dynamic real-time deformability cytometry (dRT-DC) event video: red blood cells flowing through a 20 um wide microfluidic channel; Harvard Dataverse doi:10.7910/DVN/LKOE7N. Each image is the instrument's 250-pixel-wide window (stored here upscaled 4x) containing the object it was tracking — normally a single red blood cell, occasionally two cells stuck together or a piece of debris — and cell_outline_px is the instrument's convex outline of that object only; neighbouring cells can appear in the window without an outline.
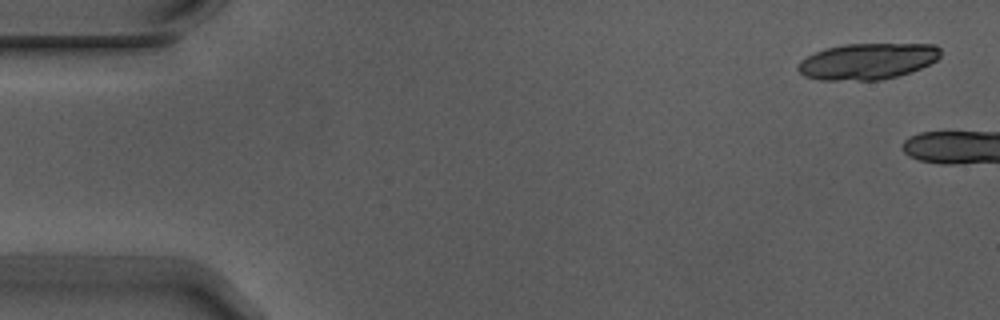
{"species": "Egyptian fruit bat (a non-hibernating species)", "species_latin": "Rousettus aegyptiacus", "temperature_condition": "warm", "stored_images_in_passage": 6, "camera_frame_rate_fps": 3000, "um_per_image_px": 0.085, "animal": {"sex": "male"}, "frame": {"image": 1, "passage_image": 1, "time_ms": 0.0, "image_size_px": [1000, 320], "cell_outline_px": [[940, 56], [936, 60], [920, 68], [896, 76], [880, 80], [820, 80], [804, 76], [796, 68], [800, 60], [824, 48], [844, 44], [936, 44], [940, 48]], "centroid_in_image_um": [73.71, 5.2], "position_along_channel_um": 11.3, "area_um2": 30.0}}